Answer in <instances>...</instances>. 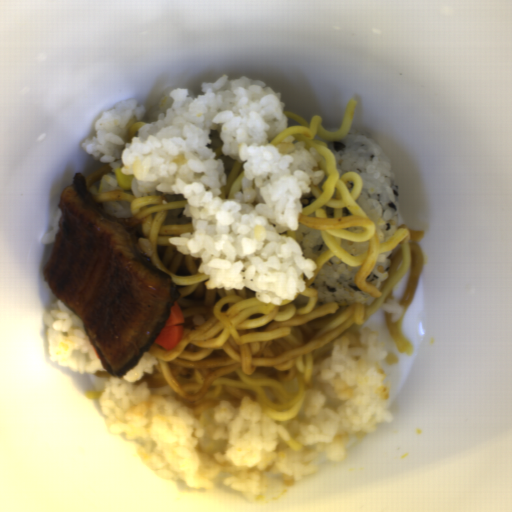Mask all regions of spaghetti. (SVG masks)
Returning a JSON list of instances; mask_svg holds the SVG:
<instances>
[{
	"instance_id": "obj_5",
	"label": "spaghetti",
	"mask_w": 512,
	"mask_h": 512,
	"mask_svg": "<svg viewBox=\"0 0 512 512\" xmlns=\"http://www.w3.org/2000/svg\"><path fill=\"white\" fill-rule=\"evenodd\" d=\"M91 375L97 376L99 378H110L112 374L106 371H96L95 373H91Z\"/></svg>"
},
{
	"instance_id": "obj_2",
	"label": "spaghetti",
	"mask_w": 512,
	"mask_h": 512,
	"mask_svg": "<svg viewBox=\"0 0 512 512\" xmlns=\"http://www.w3.org/2000/svg\"><path fill=\"white\" fill-rule=\"evenodd\" d=\"M243 176V165L235 160L231 171L226 175V183L220 188V199L233 200L236 193L242 190Z\"/></svg>"
},
{
	"instance_id": "obj_3",
	"label": "spaghetti",
	"mask_w": 512,
	"mask_h": 512,
	"mask_svg": "<svg viewBox=\"0 0 512 512\" xmlns=\"http://www.w3.org/2000/svg\"><path fill=\"white\" fill-rule=\"evenodd\" d=\"M112 168L110 164L92 172L89 176H87L84 180L87 184V187L90 191L92 185L96 183L99 179H101L105 174L111 173Z\"/></svg>"
},
{
	"instance_id": "obj_4",
	"label": "spaghetti",
	"mask_w": 512,
	"mask_h": 512,
	"mask_svg": "<svg viewBox=\"0 0 512 512\" xmlns=\"http://www.w3.org/2000/svg\"><path fill=\"white\" fill-rule=\"evenodd\" d=\"M146 124H144L143 122H140V121H135L134 123H132L130 125V127L128 128V132H127V137H128V140H131L138 132V129L141 128V127H144Z\"/></svg>"
},
{
	"instance_id": "obj_1",
	"label": "spaghetti",
	"mask_w": 512,
	"mask_h": 512,
	"mask_svg": "<svg viewBox=\"0 0 512 512\" xmlns=\"http://www.w3.org/2000/svg\"><path fill=\"white\" fill-rule=\"evenodd\" d=\"M357 99L346 104L340 128L329 131L322 117L307 120L284 111L287 126L270 142L274 147L287 137L302 141L321 161L313 171H323L320 184L311 185L301 198L298 226L318 230L327 248L314 259L313 278L300 273L305 290L281 304L263 303L249 287L210 288L209 276L198 271L199 258L180 253L169 238L193 230L184 215L186 199L180 193L135 196L133 189L91 194L96 203L127 201L131 215L114 218L141 243L152 264L172 276L180 295L175 301L183 318L179 343L165 350L155 342L146 350L158 363L137 380L148 389L169 387L195 415L220 402L239 406L244 398L257 402L261 413L272 419L291 420L301 409L313 385L314 363L346 333L358 335L369 318L383 310L388 333L402 354L414 349L403 335V322L417 289L423 268V230L404 223L392 237L380 243L376 227L357 204L363 181L355 171L340 175L328 148L351 130ZM340 239L367 241L368 250L353 256L340 247ZM393 251V264L380 288L367 282L377 255ZM359 267L356 285L373 300L366 305L339 306L323 303L313 281L331 257Z\"/></svg>"
}]
</instances>
